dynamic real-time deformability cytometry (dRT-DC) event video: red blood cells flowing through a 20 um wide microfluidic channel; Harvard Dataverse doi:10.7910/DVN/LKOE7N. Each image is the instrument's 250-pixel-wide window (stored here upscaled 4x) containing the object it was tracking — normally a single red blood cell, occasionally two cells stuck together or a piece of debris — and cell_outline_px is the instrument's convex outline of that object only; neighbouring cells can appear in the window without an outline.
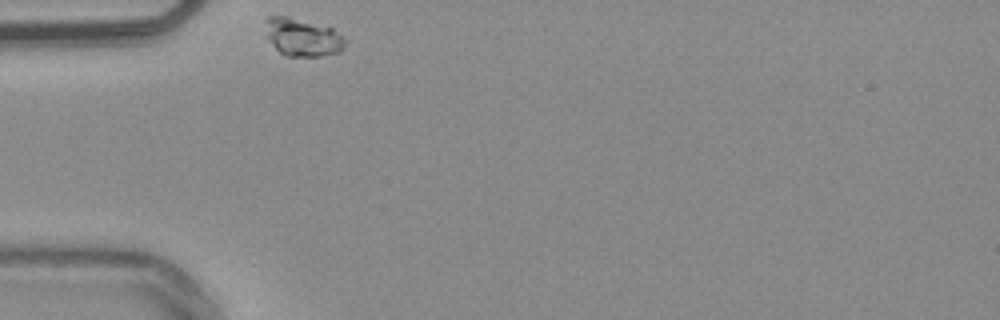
{"species": "common noctule bat (a hibernating species)", "species_latin": "Nyctalus noctula", "temperature_condition": "warm", "stored_images_in_passage": 30, "camera_frame_rate_fps": 3000, "um_per_image_px": 0.085, "animal": {"sex": "male", "body_mass_g": 20.4}, "frame": {"image": 1, "passage_image": 1, "time_ms": 0.0, "image_size_px": [1000, 320], "cell_outline_px": [[348, 44], [340, 52], [320, 56], [284, 56], [268, 40], [264, 20], [268, 16], [288, 16], [332, 28], [348, 40]], "centroid_in_image_um": [25.74, 3.17], "position_along_channel_um": 59.3, "area_um2": 17.8}}
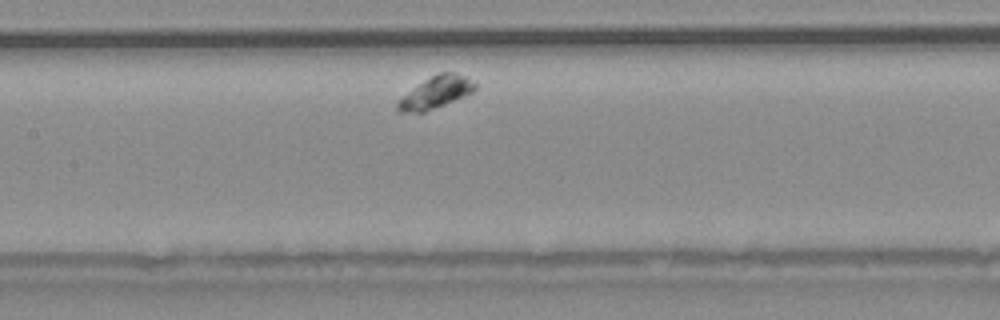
{"frame": {"image": 2, "passage_image": 12, "time_ms": 3.667, "image_size_px": [1000, 320], "cell_outline_px": [[476, 88], [472, 92], [444, 104], [424, 112], [396, 112], [396, 104], [404, 96], [420, 84], [432, 76], [440, 72], [456, 72], [464, 76], [476, 84]], "centroid_in_image_um": [37.05, 7.86], "position_along_channel_um": 170.4, "area_um2": 13.76}}
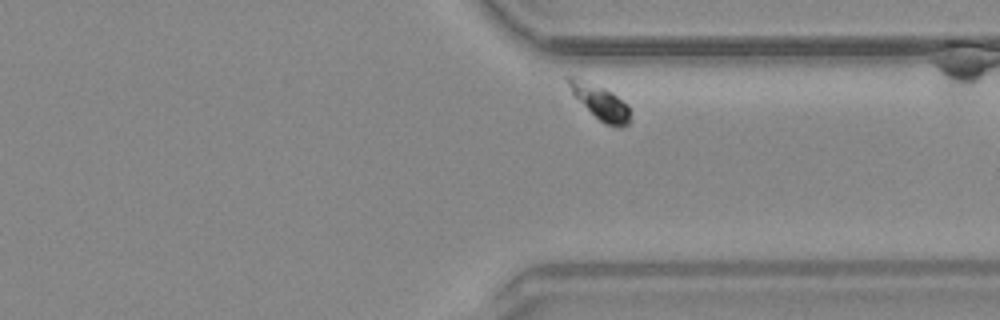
{"frame": {"image": 3, "passage_image": 29, "time_ms": 9.333, "image_size_px": [1000, 320], "cell_outline_px": [[628, 124], [620, 128], [616, 128], [600, 120], [572, 96], [564, 76], [576, 76], [604, 88], [612, 92], [628, 104]], "centroid_in_image_um": [50.95, 8.63], "position_along_channel_um": 360.5, "area_um2": 12.43}}